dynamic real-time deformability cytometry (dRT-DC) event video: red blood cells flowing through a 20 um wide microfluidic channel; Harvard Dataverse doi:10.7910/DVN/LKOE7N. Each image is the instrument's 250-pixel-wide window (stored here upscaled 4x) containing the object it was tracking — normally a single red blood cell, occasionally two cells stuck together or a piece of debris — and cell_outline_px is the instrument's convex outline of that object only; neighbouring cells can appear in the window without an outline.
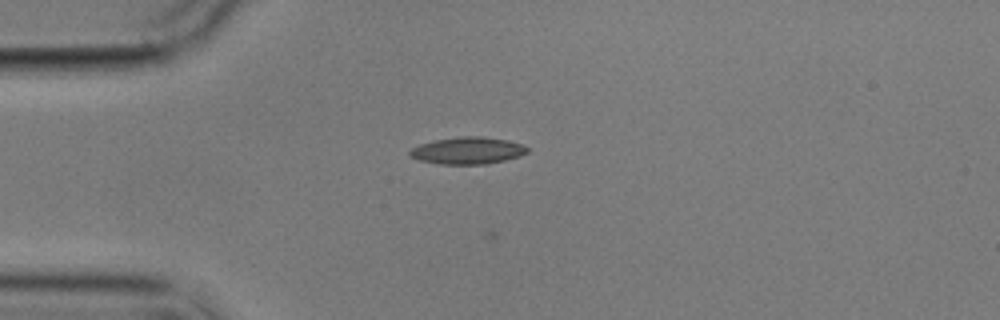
{"species": "common noctule bat (a hibernating species)", "species_latin": "Nyctalus noctula", "temperature_condition": "cold", "stored_images_in_passage": 4, "camera_frame_rate_fps": 3000, "um_per_image_px": 0.085, "animal": {"sex": "male", "body_mass_g": 17.9}, "frame": {"image": 1, "passage_image": 3, "time_ms": 2.667, "image_size_px": [1000, 320], "cell_outline_px": [[528, 152], [520, 156], [504, 160], [484, 164], [440, 164], [420, 160], [408, 156], [408, 152], [412, 148], [420, 144], [436, 140], [460, 136], [480, 136], [508, 140], [520, 144], [528, 148]], "centroid_in_image_um": [39.73, 12.8], "position_along_channel_um": 45.3, "area_um2": 18.38}}